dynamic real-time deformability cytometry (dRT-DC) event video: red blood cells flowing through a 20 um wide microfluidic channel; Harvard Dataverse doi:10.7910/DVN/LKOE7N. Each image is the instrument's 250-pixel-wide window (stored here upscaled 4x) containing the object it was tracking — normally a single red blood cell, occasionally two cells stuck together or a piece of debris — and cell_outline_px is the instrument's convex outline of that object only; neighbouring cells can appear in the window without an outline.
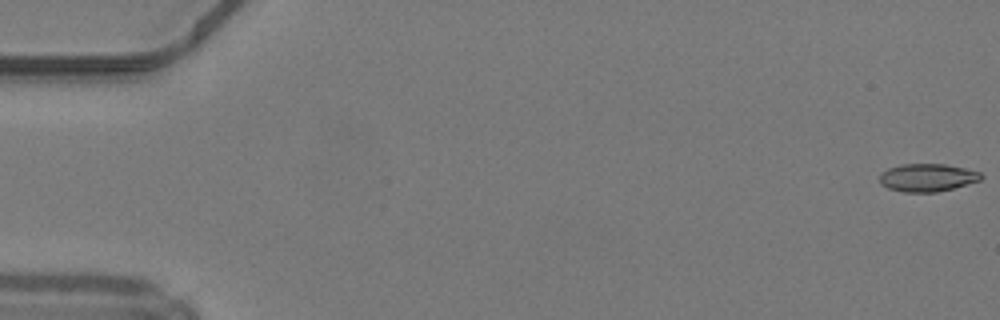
{"species": "common noctule bat (a hibernating species)", "species_latin": "Nyctalus noctula", "temperature_condition": "warm", "stored_images_in_passage": 50, "camera_frame_rate_fps": 3000, "um_per_image_px": 0.085, "animal": {"sex": "male", "body_mass_g": 19.2, "forearm_length_mm": 51.8}, "frame": {"image": 1, "passage_image": 1, "time_ms": 0.0, "image_size_px": [1000, 320], "cell_outline_px": [[984, 176], [980, 180], [952, 188], [936, 192], [904, 192], [888, 188], [880, 184], [880, 176], [888, 168], [900, 164], [944, 164], [964, 168], [980, 172]], "centroid_in_image_um": [78.82, 15.09], "position_along_channel_um": 6.2, "area_um2": 16.3}}
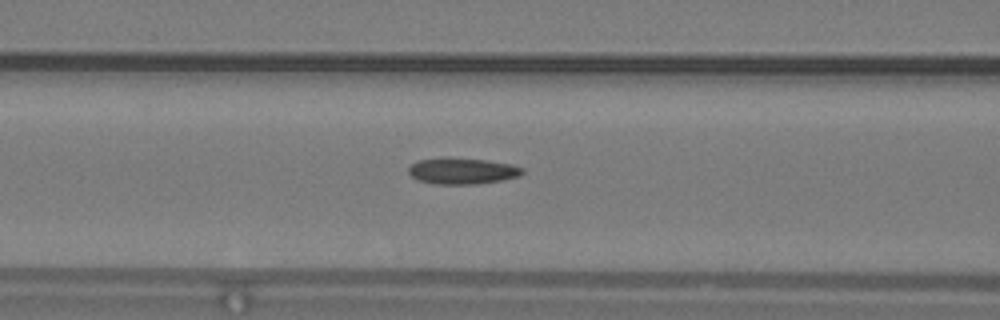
{"frame": {"image": 2, "passage_image": 21, "time_ms": 6.667, "image_size_px": [1000, 320], "cell_outline_px": [[524, 172], [520, 176], [500, 180], [476, 184], [436, 184], [416, 180], [408, 172], [408, 168], [416, 160], [444, 156], [448, 156], [488, 160], [512, 164], [524, 168]], "centroid_in_image_um": [39.27, 14.5], "position_along_channel_um": 127.3, "area_um2": 17.86}}
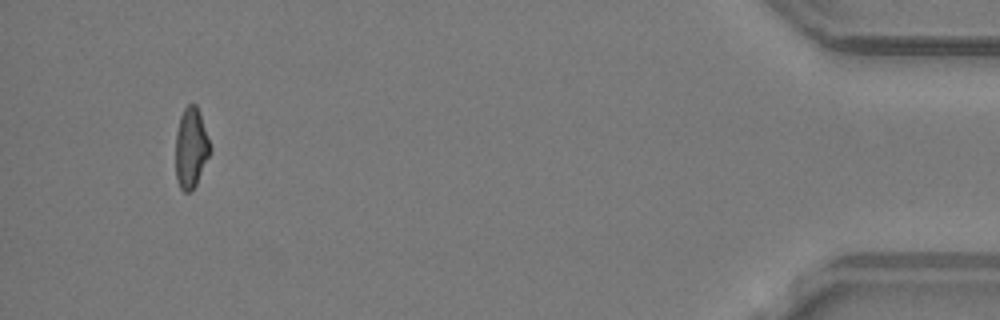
{"frame": {"image": 3, "passage_image": 47, "time_ms": 15.333, "image_size_px": [1000, 320], "cell_outline_px": [[212, 148], [196, 184], [188, 192], [184, 192], [180, 188], [176, 180], [176, 132], [180, 116], [184, 108], [188, 104], [196, 104]], "centroid_in_image_um": [16.22, 12.57], "position_along_channel_um": 419.0, "area_um2": 15.95}, "authors_computed_cell_mechanics": {"area_um2": 16.9932, "velocity_mm_per_s": 4.2364, "shape_relaxation_time_tau1_ms": null, "shape_relaxation_time_tau2_ms": 6.7456, "deformation_change_tau1": null, "deformation_change_tau2": 0.1638}}